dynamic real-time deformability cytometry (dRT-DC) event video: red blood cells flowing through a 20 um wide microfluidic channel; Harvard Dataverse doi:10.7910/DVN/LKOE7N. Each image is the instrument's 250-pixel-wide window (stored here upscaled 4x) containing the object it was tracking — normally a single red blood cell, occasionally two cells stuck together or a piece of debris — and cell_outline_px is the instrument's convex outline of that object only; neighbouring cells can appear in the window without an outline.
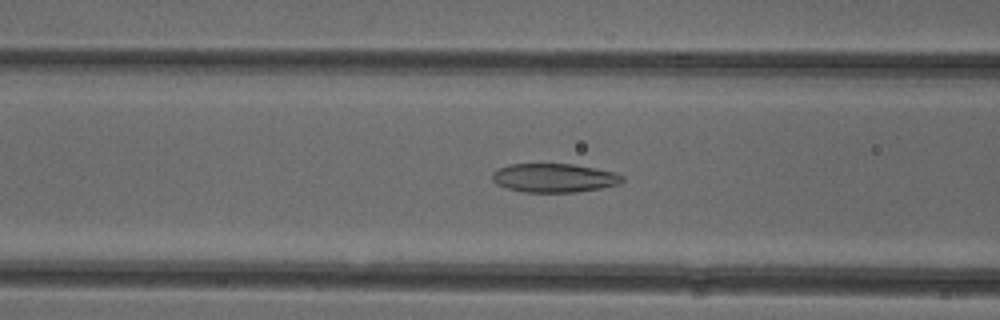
{"species": "common noctule bat (a hibernating species)", "species_latin": "Nyctalus noctula", "temperature_condition": "cold", "stored_images_in_passage": 52, "camera_frame_rate_fps": 3000, "um_per_image_px": 0.085, "animal": {"sex": "female"}, "frame": {"image": 1, "passage_image": 21, "time_ms": 6.667, "image_size_px": [1000, 320], "cell_outline_px": [[624, 180], [620, 184], [600, 188], [576, 192], [524, 192], [508, 188], [496, 184], [492, 180], [492, 172], [508, 164], [572, 164], [616, 172], [624, 176]], "centroid_in_image_um": [47.11, 15.12], "position_along_channel_um": 119.5, "area_um2": 21.85}}
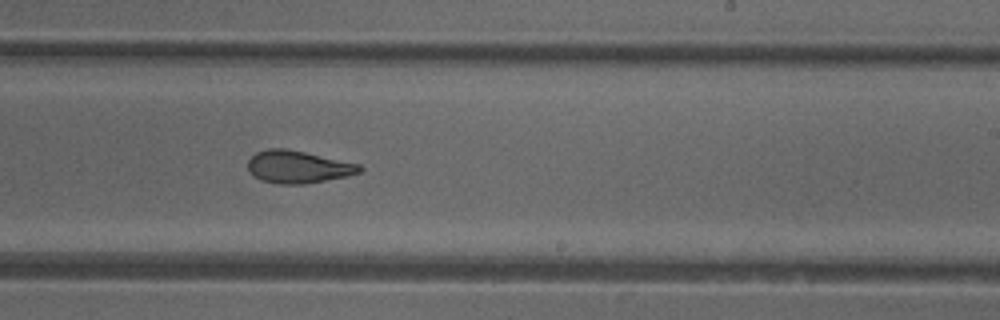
{"frame": {"image": 2, "passage_image": 32, "time_ms": 10.333, "image_size_px": [1000, 320], "cell_outline_px": [[364, 168], [360, 172], [348, 176], [304, 184], [280, 184], [260, 180], [248, 168], [248, 160], [256, 152], [268, 148], [288, 148], [360, 164]], "centroid_in_image_um": [25.36, 14.17], "position_along_channel_um": 263.6, "area_um2": 21.15}}
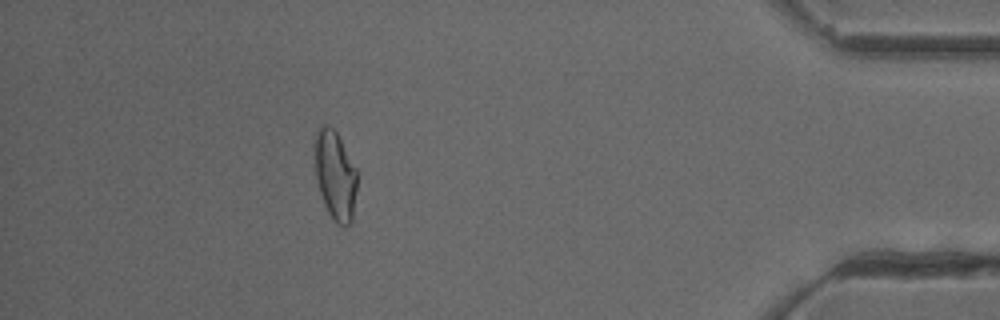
{"frame": {"image": 3, "passage_image": 47, "time_ms": 15.333, "image_size_px": [1000, 320], "cell_outline_px": [[356, 192], [352, 220], [344, 228], [336, 224], [328, 212], [324, 204], [320, 192], [316, 176], [312, 148], [312, 140], [316, 132], [324, 124], [328, 124], [336, 132], [356, 168]], "centroid_in_image_um": [28.45, 14.88], "position_along_channel_um": 406.8, "area_um2": 22.31}, "authors_computed_cell_mechanics": {"area_um2": 22.3397, "velocity_mm_per_s": 3.9345, "shape_relaxation_time_tau1_ms": null, "shape_relaxation_time_tau2_ms": 1.8701, "deformation_change_tau1": null, "deformation_change_tau2": 0.0809}}